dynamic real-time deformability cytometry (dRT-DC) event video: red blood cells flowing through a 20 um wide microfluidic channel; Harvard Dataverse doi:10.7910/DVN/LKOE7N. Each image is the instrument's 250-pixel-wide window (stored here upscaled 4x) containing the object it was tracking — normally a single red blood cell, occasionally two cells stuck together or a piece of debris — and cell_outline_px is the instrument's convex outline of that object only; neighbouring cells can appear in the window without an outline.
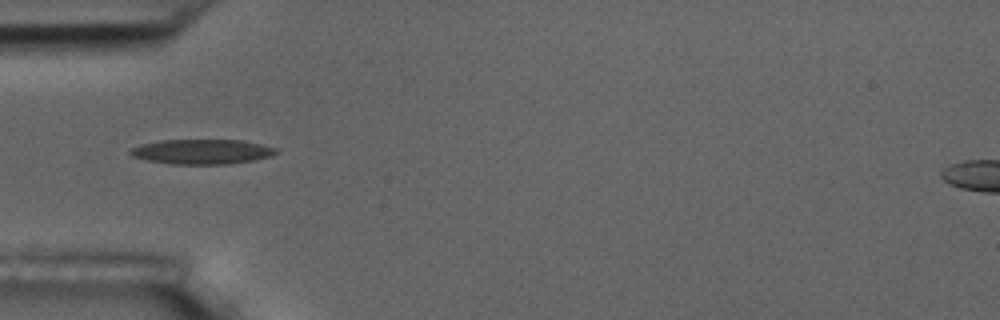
{"species": "common noctule bat (a hibernating species)", "species_latin": "Nyctalus noctula", "temperature_condition": "room temperature", "stored_images_in_passage": 6, "camera_frame_rate_fps": 3000, "um_per_image_px": 0.085, "animal": {"sex": "male", "body_mass_g": 17.5, "forearm_length_mm": 52.3}, "frame": {"image": 1, "passage_image": 3, "time_ms": 2.333, "image_size_px": [1000, 320], "cell_outline_px": [[280, 152], [272, 156], [252, 160], [228, 164], [172, 164], [148, 160], [132, 156], [128, 152], [128, 148], [140, 144], [160, 140], [244, 140], [276, 148]], "centroid_in_image_um": [17.15, 12.88], "position_along_channel_um": 67.9, "area_um2": 21.21}}
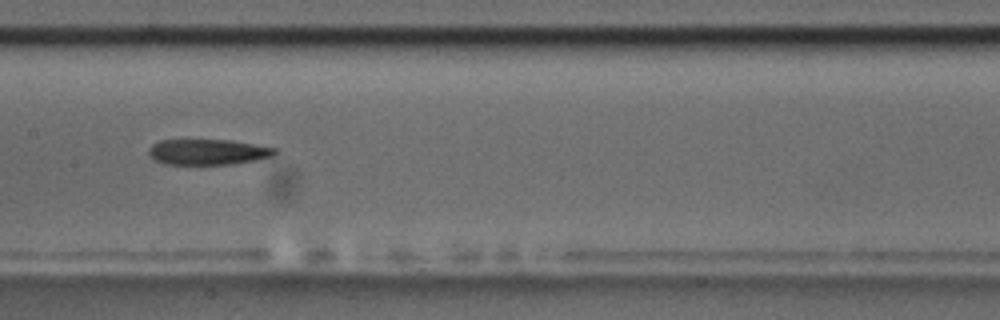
{"frame": {"image": 2, "passage_image": 6, "time_ms": 5.667, "image_size_px": [1000, 320], "cell_outline_px": [[280, 152], [272, 156], [256, 160], [228, 164], [164, 164], [148, 156], [148, 148], [152, 144], [160, 140], [232, 140], [280, 148]], "centroid_in_image_um": [17.71, 12.91], "position_along_channel_um": 189.7, "area_um2": 19.07}}